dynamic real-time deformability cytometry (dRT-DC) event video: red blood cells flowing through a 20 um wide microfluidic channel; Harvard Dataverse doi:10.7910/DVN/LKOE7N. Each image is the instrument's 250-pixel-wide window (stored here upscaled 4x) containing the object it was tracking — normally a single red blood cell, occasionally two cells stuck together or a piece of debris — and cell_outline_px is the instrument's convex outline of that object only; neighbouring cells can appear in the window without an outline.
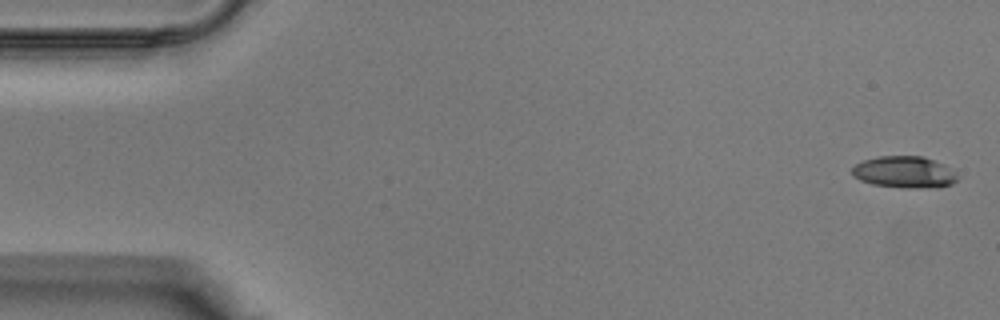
{"species": "Egyptian fruit bat (a non-hibernating species)", "species_latin": "Rousettus aegyptiacus", "temperature_condition": "warm", "stored_images_in_passage": 10, "camera_frame_rate_fps": 3000, "um_per_image_px": 0.085, "animal": {"sex": "male"}, "frame": {"image": 1, "passage_image": 1, "time_ms": 0.0, "image_size_px": [1000, 320], "cell_outline_px": [[956, 180], [952, 184], [936, 188], [908, 188], [872, 184], [860, 180], [852, 176], [852, 168], [856, 164], [864, 160], [880, 156], [924, 156], [944, 164], [956, 172]], "centroid_in_image_um": [76.88, 14.63], "position_along_channel_um": 8.1, "area_um2": 19.54}}
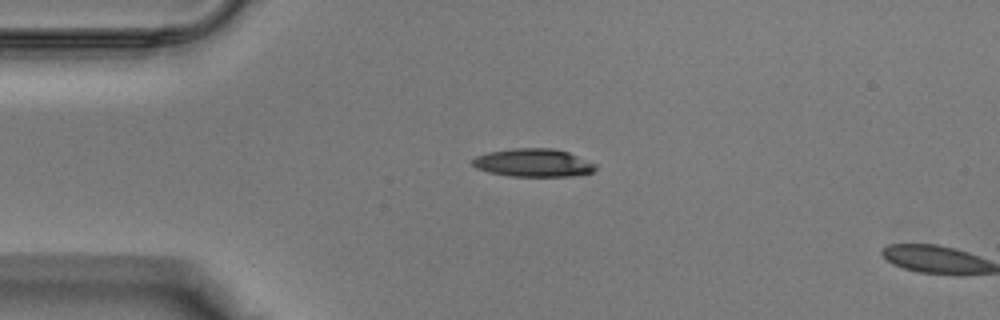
{"frame": {"image": 2, "passage_image": 9, "time_ms": 2.667, "image_size_px": [1000, 320], "cell_outline_px": [[596, 168], [592, 172], [572, 176], [508, 176], [488, 172], [476, 168], [472, 164], [472, 160], [476, 156], [488, 152], [512, 148], [552, 148], [568, 152], [596, 164]], "centroid_in_image_um": [45.3, 13.83], "position_along_channel_um": 39.7, "area_um2": 20.11}}